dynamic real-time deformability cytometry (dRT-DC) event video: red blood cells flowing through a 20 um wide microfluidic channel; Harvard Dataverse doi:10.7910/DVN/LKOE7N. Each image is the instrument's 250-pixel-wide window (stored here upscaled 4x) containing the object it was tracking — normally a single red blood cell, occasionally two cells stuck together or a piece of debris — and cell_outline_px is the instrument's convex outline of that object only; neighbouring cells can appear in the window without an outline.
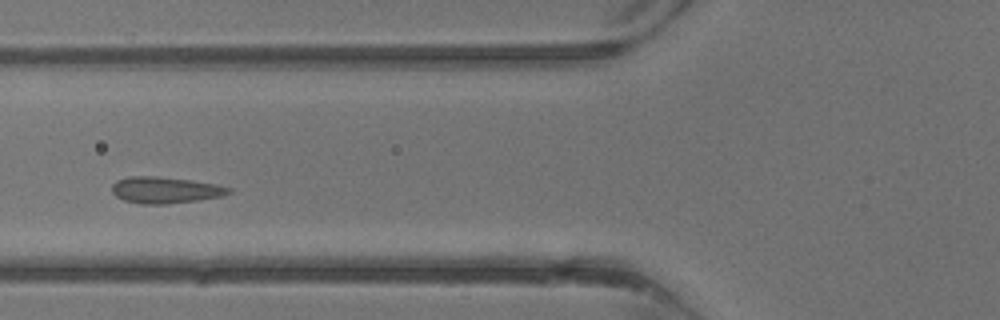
{"species": "common noctule bat (a hibernating species)", "species_latin": "Nyctalus noctula", "temperature_condition": "warm", "stored_images_in_passage": 40, "camera_frame_rate_fps": 3000, "um_per_image_px": 0.085, "animal": {"sex": "male", "body_mass_g": 13.3}, "frame": {"image": 1, "passage_image": 17, "time_ms": 5.333, "image_size_px": [1000, 320], "cell_outline_px": [[232, 192], [224, 196], [168, 204], [140, 204], [124, 200], [116, 196], [112, 192], [112, 184], [116, 180], [128, 176], [156, 176], [188, 180], [216, 184], [232, 188]], "centroid_in_image_um": [14.04, 16.15], "position_along_channel_um": 111.8, "area_um2": 18.03}}
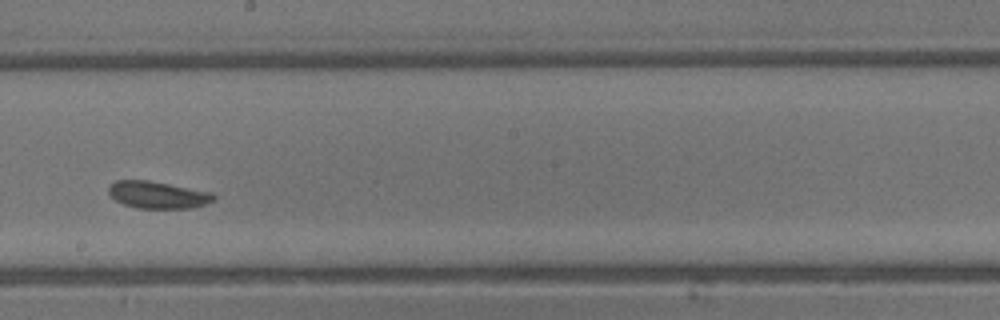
{"frame": {"image": 2, "passage_image": 24, "time_ms": 7.667, "image_size_px": [1000, 320], "cell_outline_px": [[216, 200], [192, 208], [136, 208], [124, 204], [116, 200], [108, 192], [108, 184], [116, 180], [148, 180], [212, 192], [216, 196]], "centroid_in_image_um": [13.41, 16.56], "position_along_channel_um": 234.8, "area_um2": 16.65}}
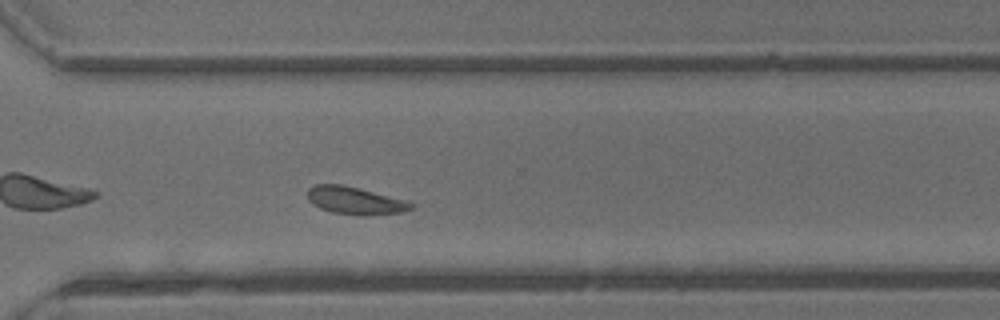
{"frame": {"image": 3, "passage_image": 30, "time_ms": 9.667, "image_size_px": [1000, 320], "cell_outline_px": [[412, 208], [404, 212], [364, 216], [332, 212], [320, 208], [312, 204], [308, 200], [308, 188], [312, 184], [340, 184], [360, 188], [404, 200], [412, 204]], "centroid_in_image_um": [30.13, 17.05], "position_along_channel_um": 340.5, "area_um2": 16.59}}